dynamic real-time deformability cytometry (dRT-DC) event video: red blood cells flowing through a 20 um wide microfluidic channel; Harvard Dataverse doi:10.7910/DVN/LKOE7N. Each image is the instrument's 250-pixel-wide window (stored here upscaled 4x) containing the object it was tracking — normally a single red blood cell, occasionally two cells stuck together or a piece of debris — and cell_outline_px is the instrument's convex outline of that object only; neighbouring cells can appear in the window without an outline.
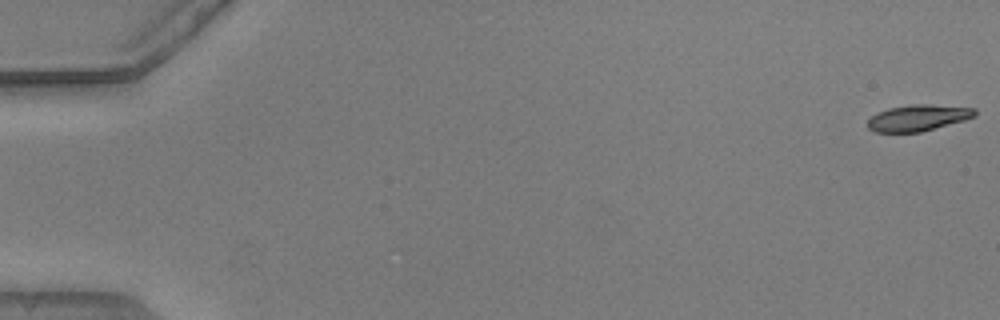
{"species": "common noctule bat (a hibernating species)", "species_latin": "Nyctalus noctula", "temperature_condition": "warm", "stored_images_in_passage": 55, "segment_of_instrument_passage": [1, 2], "camera_frame_rate_fps": 3000, "um_per_image_px": 0.085, "animal": {"sex": "male", "body_mass_g": 20.5, "forearm_length_mm": 52.5}, "frame": {"image": 1, "passage_image": 1, "time_ms": 0.0, "image_size_px": [1000, 320], "cell_outline_px": [[976, 116], [964, 120], [920, 132], [876, 132], [868, 128], [868, 120], [872, 116], [888, 108], [912, 104], [932, 104], [976, 108]], "centroid_in_image_um": [78.06, 10.01], "position_along_channel_um": 6.9, "area_um2": 16.3}}
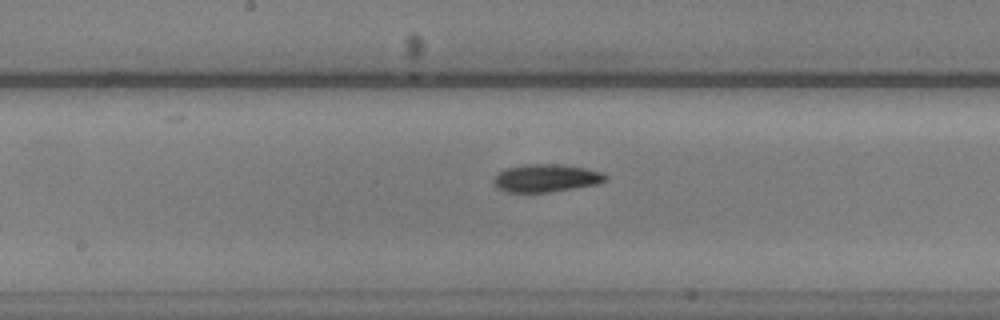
{"frame": {"image": 2, "passage_image": 29, "time_ms": 9.333, "image_size_px": [1000, 320], "cell_outline_px": [[608, 180], [596, 184], [548, 192], [508, 192], [496, 188], [492, 180], [496, 172], [504, 168], [524, 164], [560, 164], [588, 168], [604, 172], [608, 176]], "centroid_in_image_um": [46.39, 15.12], "position_along_channel_um": 201.8, "area_um2": 18.44}}
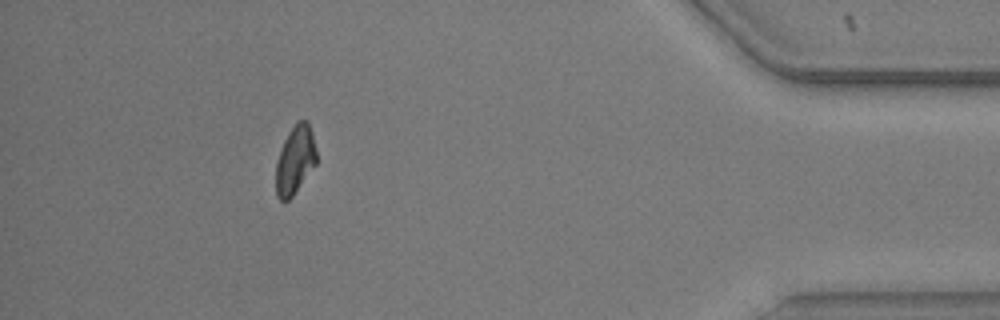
{"frame": {"image": 3, "passage_image": 49, "time_ms": 16.0, "image_size_px": [1000, 320], "cell_outline_px": [[316, 164], [292, 196], [288, 200], [280, 200], [276, 196], [276, 164], [280, 148], [288, 132], [296, 120], [308, 120], [316, 152]], "centroid_in_image_um": [25.06, 13.57], "position_along_channel_um": 410.1, "area_um2": 16.07}}